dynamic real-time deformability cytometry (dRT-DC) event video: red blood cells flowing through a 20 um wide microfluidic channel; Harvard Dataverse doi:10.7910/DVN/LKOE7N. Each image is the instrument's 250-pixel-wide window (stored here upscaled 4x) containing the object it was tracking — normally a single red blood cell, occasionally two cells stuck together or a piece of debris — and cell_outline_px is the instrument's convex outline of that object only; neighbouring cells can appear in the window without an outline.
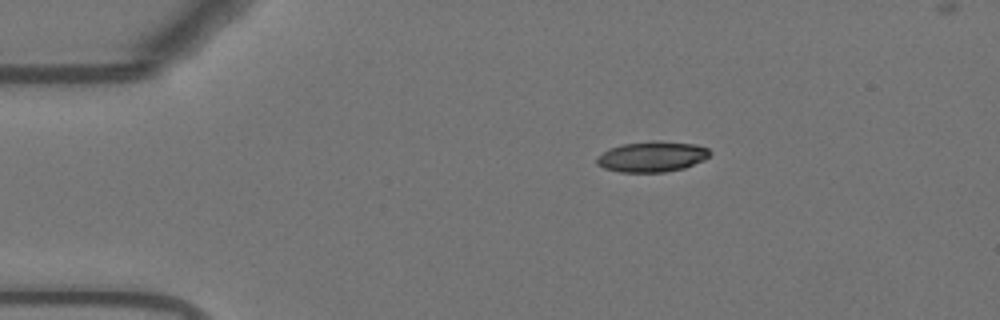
{"species": "Egyptian fruit bat (a non-hibernating species)", "species_latin": "Rousettus aegyptiacus", "temperature_condition": "warm", "stored_images_in_passage": 46, "camera_frame_rate_fps": 3000, "um_per_image_px": 0.085, "animal": {"sex": "female"}, "frame": {"image": 1, "passage_image": 1, "time_ms": 0.0, "image_size_px": [1000, 320], "cell_outline_px": [[712, 152], [704, 160], [684, 168], [664, 172], [620, 172], [604, 168], [596, 164], [596, 156], [608, 148], [624, 144], [652, 140], [656, 140], [696, 144], [708, 148]], "centroid_in_image_um": [55.41, 13.3], "position_along_channel_um": 29.6, "area_um2": 20.35}}
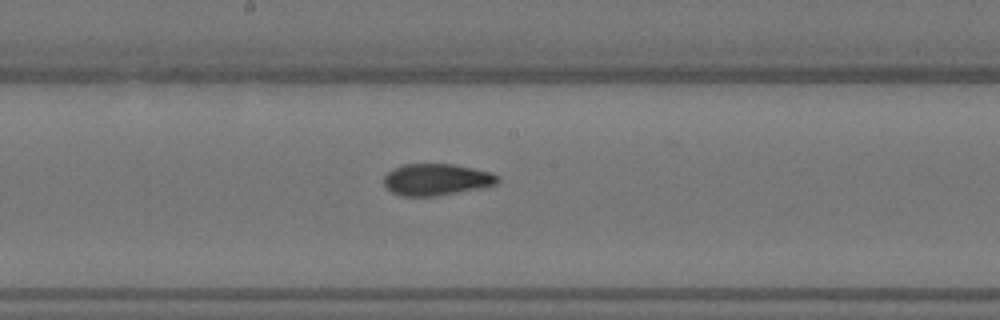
{"frame": {"image": 2, "passage_image": 20, "time_ms": 6.333, "image_size_px": [1000, 320], "cell_outline_px": [[500, 180], [496, 184], [484, 188], [436, 196], [404, 196], [392, 192], [384, 184], [384, 176], [392, 168], [404, 164], [452, 164], [492, 172], [500, 176]], "centroid_in_image_um": [37.14, 15.26], "position_along_channel_um": 211.1, "area_um2": 21.15}}
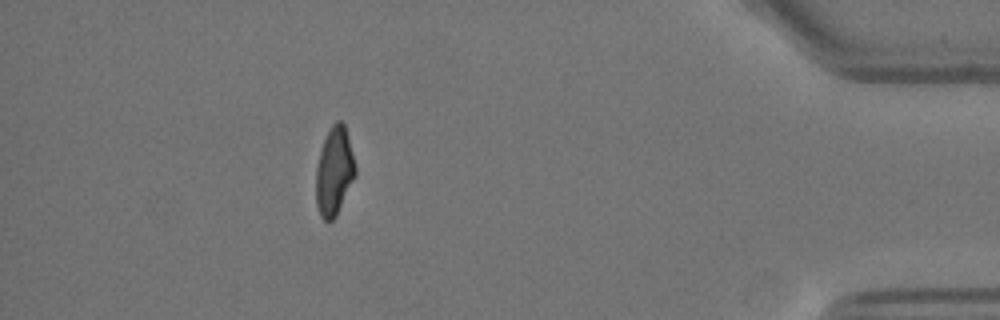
{"frame": {"image": 3, "passage_image": 40, "time_ms": 13.0, "image_size_px": [1000, 320], "cell_outline_px": [[356, 176], [336, 216], [332, 220], [324, 220], [320, 216], [316, 204], [316, 168], [320, 152], [324, 140], [332, 124], [336, 120], [340, 120], [344, 124], [348, 136], [356, 164]], "centroid_in_image_um": [28.42, 14.57], "position_along_channel_um": 406.8, "area_um2": 20.29}, "authors_computed_cell_mechanics": {"area_um2": 21.1548, "velocity_mm_per_s": 3.7096, "shape_relaxation_time_tau1_ms": 10.1254, "shape_relaxation_time_tau2_ms": 1.7256, "deformation_change_tau1": 0.2763, "deformation_change_tau2": 0.081}}